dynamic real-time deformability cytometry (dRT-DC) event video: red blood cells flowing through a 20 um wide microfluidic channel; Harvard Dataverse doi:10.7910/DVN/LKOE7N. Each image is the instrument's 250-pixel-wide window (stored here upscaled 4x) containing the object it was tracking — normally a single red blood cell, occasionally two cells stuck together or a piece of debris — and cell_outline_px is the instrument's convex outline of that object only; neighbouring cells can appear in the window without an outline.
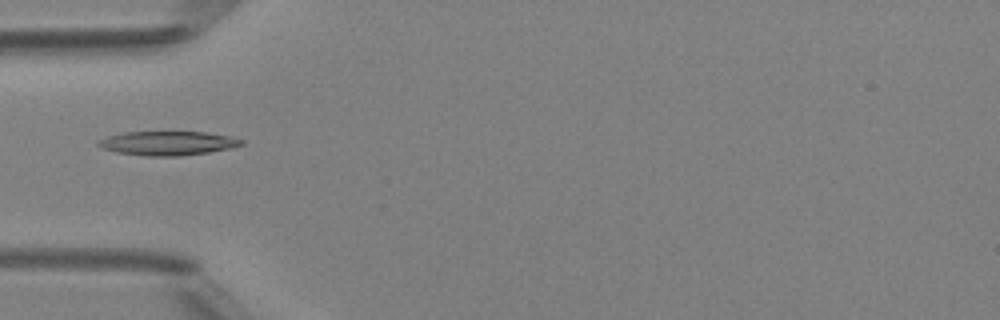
{"species": "Egyptian fruit bat (a non-hibernating species)", "species_latin": "Rousettus aegyptiacus", "temperature_condition": "room temperature", "stored_images_in_passage": 34, "camera_frame_rate_fps": 3000, "um_per_image_px": 0.085, "animal": {"sex": "female"}, "frame": {"image": 1, "passage_image": 1, "time_ms": 0.0, "image_size_px": [1000, 320], "cell_outline_px": [[244, 144], [232, 148], [208, 152], [176, 156], [144, 156], [116, 152], [104, 148], [96, 144], [96, 140], [108, 136], [124, 132], [204, 132], [232, 136], [244, 140]], "centroid_in_image_um": [14.27, 12.17], "position_along_channel_um": 70.7, "area_um2": 20.11}}
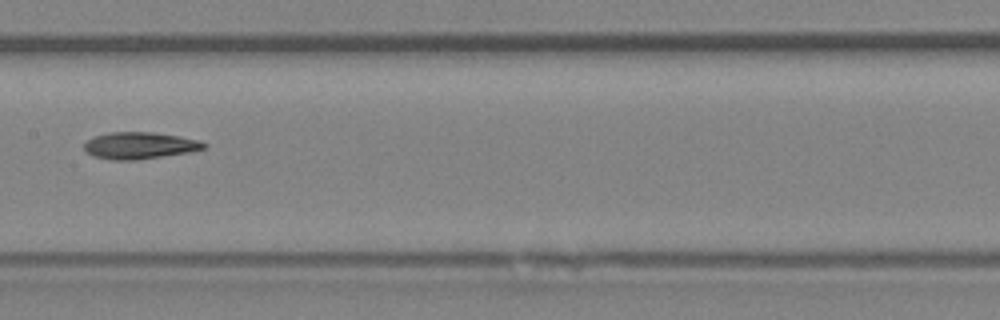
{"frame": {"image": 2, "passage_image": 10, "time_ms": 3.0, "image_size_px": [1000, 320], "cell_outline_px": [[208, 144], [204, 148], [192, 152], [136, 160], [112, 160], [92, 156], [84, 148], [84, 140], [92, 136], [108, 132], [152, 132], [180, 136], [200, 140]], "centroid_in_image_um": [11.85, 12.36], "position_along_channel_um": 195.5, "area_um2": 19.02}}
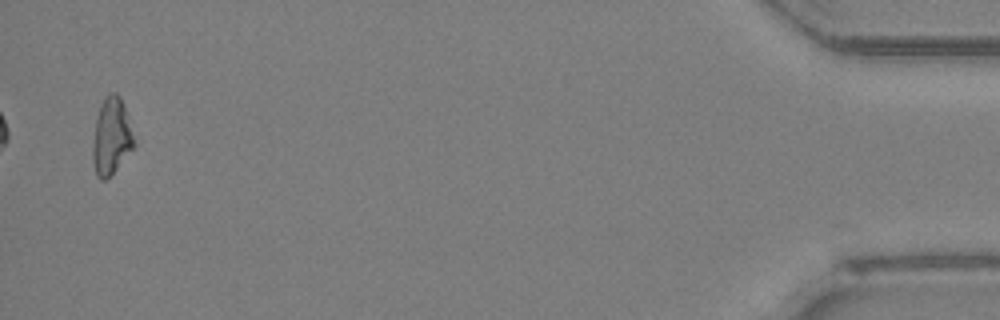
{"frame": {"image": 3, "passage_image": 33, "time_ms": 10.667, "image_size_px": [1000, 320], "cell_outline_px": [[136, 144], [116, 168], [104, 180], [100, 180], [96, 176], [92, 160], [92, 144], [96, 116], [104, 96], [112, 92], [116, 92], [120, 96], [128, 116]], "centroid_in_image_um": [9.45, 11.57], "position_along_channel_um": 425.8, "area_um2": 18.5}}